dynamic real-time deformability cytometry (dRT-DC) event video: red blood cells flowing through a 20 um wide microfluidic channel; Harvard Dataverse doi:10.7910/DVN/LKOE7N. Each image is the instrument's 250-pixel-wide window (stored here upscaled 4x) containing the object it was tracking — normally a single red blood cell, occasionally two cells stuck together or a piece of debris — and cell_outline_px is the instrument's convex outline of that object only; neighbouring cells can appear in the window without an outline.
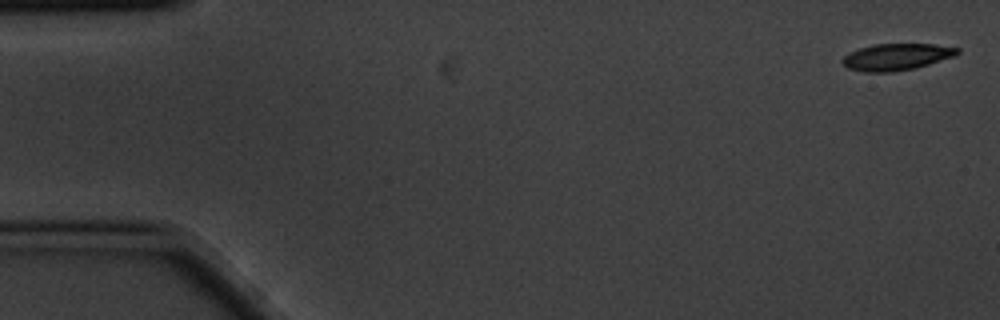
{"species": "common noctule bat (a hibernating species)", "species_latin": "Nyctalus noctula", "temperature_condition": "cold", "stored_images_in_passage": 11, "camera_frame_rate_fps": 3000, "um_per_image_px": 0.085, "animal": {"sex": "male", "body_mass_g": 20.1, "forearm_length_mm": 53.5}, "frame": {"image": 1, "passage_image": 1, "time_ms": 0.0, "image_size_px": [1000, 320], "cell_outline_px": [[960, 52], [956, 56], [916, 68], [892, 72], [864, 72], [848, 68], [840, 60], [848, 52], [860, 48], [876, 44], [936, 44], [960, 48]], "centroid_in_image_um": [76.23, 4.83], "position_along_channel_um": 8.8, "area_um2": 18.03}}
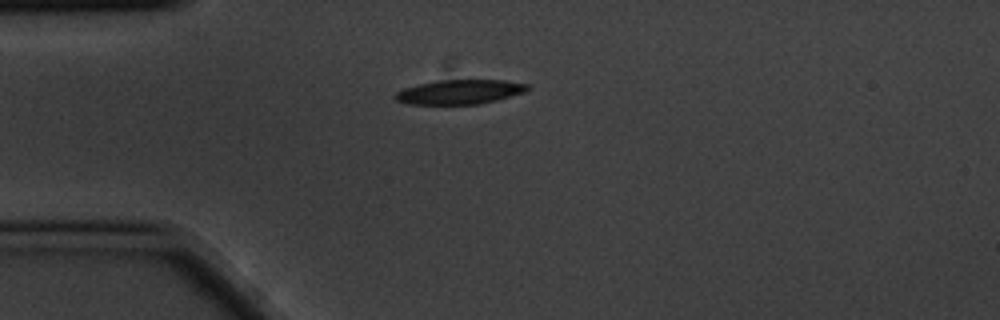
{"frame": {"image": 2, "passage_image": 4, "time_ms": 1.0, "image_size_px": [1000, 320], "cell_outline_px": [[532, 88], [524, 92], [496, 100], [480, 104], [408, 104], [396, 100], [392, 96], [396, 92], [404, 88], [436, 80], [504, 80], [528, 84]], "centroid_in_image_um": [39.07, 7.81], "position_along_channel_um": 45.9, "area_um2": 18.84}}